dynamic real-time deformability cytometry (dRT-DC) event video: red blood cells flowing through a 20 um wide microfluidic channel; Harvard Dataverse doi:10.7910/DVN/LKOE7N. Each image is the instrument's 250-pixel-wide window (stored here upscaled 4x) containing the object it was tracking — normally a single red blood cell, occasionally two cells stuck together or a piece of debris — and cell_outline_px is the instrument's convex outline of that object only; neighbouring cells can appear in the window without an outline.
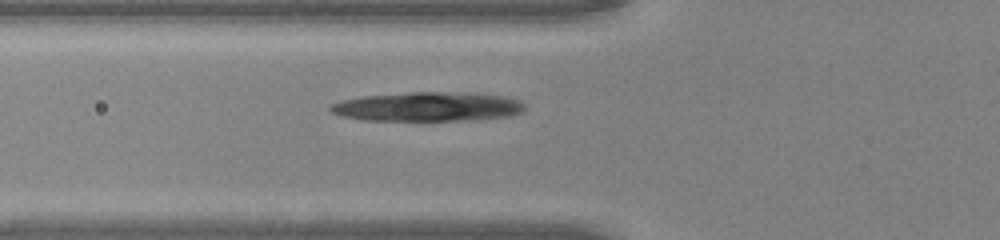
{"species": "common noctule bat (a hibernating species)", "species_latin": "Nyctalus noctula", "temperature_condition": "warm", "stored_images_in_passage": 13, "camera_frame_rate_fps": 3000, "um_per_image_px": 0.085, "animal": {"sex": "male", "body_mass_g": 20.0, "forearm_length_mm": 53.3}, "frame": {"image": 1, "passage_image": 3, "time_ms": 0.667, "image_size_px": [1000, 240], "cell_outline_px": [[524, 112], [512, 116], [476, 120], [364, 120], [340, 116], [332, 112], [328, 108], [332, 104], [340, 100], [364, 96], [412, 92], [464, 92], [504, 96], [520, 100], [524, 104]], "centroid_in_image_um": [36.4, 9.07], "position_along_channel_um": 89.4, "area_um2": 33.35}}